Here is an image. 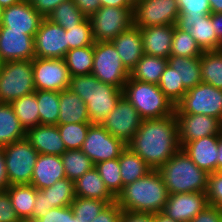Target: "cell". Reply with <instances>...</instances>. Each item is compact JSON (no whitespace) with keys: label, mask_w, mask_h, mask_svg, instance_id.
<instances>
[{"label":"cell","mask_w":222,"mask_h":222,"mask_svg":"<svg viewBox=\"0 0 222 222\" xmlns=\"http://www.w3.org/2000/svg\"><path fill=\"white\" fill-rule=\"evenodd\" d=\"M221 136H206L185 143L181 149L191 160L208 174L217 171L218 140Z\"/></svg>","instance_id":"7402d4cb"},{"label":"cell","mask_w":222,"mask_h":222,"mask_svg":"<svg viewBox=\"0 0 222 222\" xmlns=\"http://www.w3.org/2000/svg\"><path fill=\"white\" fill-rule=\"evenodd\" d=\"M65 1L67 0H29L31 6L44 18Z\"/></svg>","instance_id":"f5cc1de1"},{"label":"cell","mask_w":222,"mask_h":222,"mask_svg":"<svg viewBox=\"0 0 222 222\" xmlns=\"http://www.w3.org/2000/svg\"><path fill=\"white\" fill-rule=\"evenodd\" d=\"M66 178L75 182L87 171L95 167L94 163L81 151V149L66 150L61 155Z\"/></svg>","instance_id":"74e56055"},{"label":"cell","mask_w":222,"mask_h":222,"mask_svg":"<svg viewBox=\"0 0 222 222\" xmlns=\"http://www.w3.org/2000/svg\"><path fill=\"white\" fill-rule=\"evenodd\" d=\"M178 122L179 144L206 136H222V121L203 114H175Z\"/></svg>","instance_id":"2e32d148"},{"label":"cell","mask_w":222,"mask_h":222,"mask_svg":"<svg viewBox=\"0 0 222 222\" xmlns=\"http://www.w3.org/2000/svg\"><path fill=\"white\" fill-rule=\"evenodd\" d=\"M123 186L136 181L153 170L130 148H126L119 157Z\"/></svg>","instance_id":"d6a6232c"},{"label":"cell","mask_w":222,"mask_h":222,"mask_svg":"<svg viewBox=\"0 0 222 222\" xmlns=\"http://www.w3.org/2000/svg\"><path fill=\"white\" fill-rule=\"evenodd\" d=\"M154 222H177L172 218L167 217L162 212L154 214Z\"/></svg>","instance_id":"6125c7cd"},{"label":"cell","mask_w":222,"mask_h":222,"mask_svg":"<svg viewBox=\"0 0 222 222\" xmlns=\"http://www.w3.org/2000/svg\"><path fill=\"white\" fill-rule=\"evenodd\" d=\"M92 123L57 125L66 150L81 149L89 126Z\"/></svg>","instance_id":"ee69618b"},{"label":"cell","mask_w":222,"mask_h":222,"mask_svg":"<svg viewBox=\"0 0 222 222\" xmlns=\"http://www.w3.org/2000/svg\"><path fill=\"white\" fill-rule=\"evenodd\" d=\"M168 65L177 71L179 85H183L187 90L202 82L201 79V56L200 57H180L170 56Z\"/></svg>","instance_id":"f1b7e54d"},{"label":"cell","mask_w":222,"mask_h":222,"mask_svg":"<svg viewBox=\"0 0 222 222\" xmlns=\"http://www.w3.org/2000/svg\"><path fill=\"white\" fill-rule=\"evenodd\" d=\"M122 209L117 202L109 203L91 222H120Z\"/></svg>","instance_id":"f907efd6"},{"label":"cell","mask_w":222,"mask_h":222,"mask_svg":"<svg viewBox=\"0 0 222 222\" xmlns=\"http://www.w3.org/2000/svg\"><path fill=\"white\" fill-rule=\"evenodd\" d=\"M127 147L153 170H158L181 149L175 114L142 119L139 129Z\"/></svg>","instance_id":"6da1fadb"},{"label":"cell","mask_w":222,"mask_h":222,"mask_svg":"<svg viewBox=\"0 0 222 222\" xmlns=\"http://www.w3.org/2000/svg\"><path fill=\"white\" fill-rule=\"evenodd\" d=\"M69 50L94 45L91 24L88 18L73 27H64Z\"/></svg>","instance_id":"f6af8a7d"},{"label":"cell","mask_w":222,"mask_h":222,"mask_svg":"<svg viewBox=\"0 0 222 222\" xmlns=\"http://www.w3.org/2000/svg\"><path fill=\"white\" fill-rule=\"evenodd\" d=\"M211 20L217 39L222 43V13H211Z\"/></svg>","instance_id":"6f0895ef"},{"label":"cell","mask_w":222,"mask_h":222,"mask_svg":"<svg viewBox=\"0 0 222 222\" xmlns=\"http://www.w3.org/2000/svg\"><path fill=\"white\" fill-rule=\"evenodd\" d=\"M63 59L71 77L89 75L93 69L94 45L68 50Z\"/></svg>","instance_id":"836d02e7"},{"label":"cell","mask_w":222,"mask_h":222,"mask_svg":"<svg viewBox=\"0 0 222 222\" xmlns=\"http://www.w3.org/2000/svg\"><path fill=\"white\" fill-rule=\"evenodd\" d=\"M22 222H42V221L38 218L30 217V218L23 219Z\"/></svg>","instance_id":"e7e4bbea"},{"label":"cell","mask_w":222,"mask_h":222,"mask_svg":"<svg viewBox=\"0 0 222 222\" xmlns=\"http://www.w3.org/2000/svg\"><path fill=\"white\" fill-rule=\"evenodd\" d=\"M169 193L158 170L123 187L116 202L124 211L156 214L163 212Z\"/></svg>","instance_id":"7a4b0ae2"},{"label":"cell","mask_w":222,"mask_h":222,"mask_svg":"<svg viewBox=\"0 0 222 222\" xmlns=\"http://www.w3.org/2000/svg\"><path fill=\"white\" fill-rule=\"evenodd\" d=\"M21 220L32 217L37 189L31 184L9 185L6 189Z\"/></svg>","instance_id":"1f68e13d"},{"label":"cell","mask_w":222,"mask_h":222,"mask_svg":"<svg viewBox=\"0 0 222 222\" xmlns=\"http://www.w3.org/2000/svg\"><path fill=\"white\" fill-rule=\"evenodd\" d=\"M26 138V131L10 103H0V148Z\"/></svg>","instance_id":"f546056e"},{"label":"cell","mask_w":222,"mask_h":222,"mask_svg":"<svg viewBox=\"0 0 222 222\" xmlns=\"http://www.w3.org/2000/svg\"><path fill=\"white\" fill-rule=\"evenodd\" d=\"M127 144L109 134L101 125L92 123L86 134L81 151L94 163L119 158Z\"/></svg>","instance_id":"8fae6325"},{"label":"cell","mask_w":222,"mask_h":222,"mask_svg":"<svg viewBox=\"0 0 222 222\" xmlns=\"http://www.w3.org/2000/svg\"><path fill=\"white\" fill-rule=\"evenodd\" d=\"M201 79L204 83L222 89V49L203 52L201 55Z\"/></svg>","instance_id":"8d00e7d4"},{"label":"cell","mask_w":222,"mask_h":222,"mask_svg":"<svg viewBox=\"0 0 222 222\" xmlns=\"http://www.w3.org/2000/svg\"><path fill=\"white\" fill-rule=\"evenodd\" d=\"M177 28L189 32L203 51L221 50L222 43L213 29L211 14L204 16L179 15Z\"/></svg>","instance_id":"44dd1931"},{"label":"cell","mask_w":222,"mask_h":222,"mask_svg":"<svg viewBox=\"0 0 222 222\" xmlns=\"http://www.w3.org/2000/svg\"><path fill=\"white\" fill-rule=\"evenodd\" d=\"M107 189L116 198L123 190L119 158L99 162L95 165Z\"/></svg>","instance_id":"ab89813d"},{"label":"cell","mask_w":222,"mask_h":222,"mask_svg":"<svg viewBox=\"0 0 222 222\" xmlns=\"http://www.w3.org/2000/svg\"><path fill=\"white\" fill-rule=\"evenodd\" d=\"M35 92L32 60L8 61L0 66V103H11Z\"/></svg>","instance_id":"8992f818"},{"label":"cell","mask_w":222,"mask_h":222,"mask_svg":"<svg viewBox=\"0 0 222 222\" xmlns=\"http://www.w3.org/2000/svg\"><path fill=\"white\" fill-rule=\"evenodd\" d=\"M35 58L34 36L25 31H8L0 27V62L33 60Z\"/></svg>","instance_id":"d6986e66"},{"label":"cell","mask_w":222,"mask_h":222,"mask_svg":"<svg viewBox=\"0 0 222 222\" xmlns=\"http://www.w3.org/2000/svg\"><path fill=\"white\" fill-rule=\"evenodd\" d=\"M60 112L57 125L90 123L87 106L83 100L69 89L59 92Z\"/></svg>","instance_id":"4316f807"},{"label":"cell","mask_w":222,"mask_h":222,"mask_svg":"<svg viewBox=\"0 0 222 222\" xmlns=\"http://www.w3.org/2000/svg\"><path fill=\"white\" fill-rule=\"evenodd\" d=\"M68 89L87 106L90 123L101 124L123 96V90L100 82L92 74L70 77Z\"/></svg>","instance_id":"3957f363"},{"label":"cell","mask_w":222,"mask_h":222,"mask_svg":"<svg viewBox=\"0 0 222 222\" xmlns=\"http://www.w3.org/2000/svg\"><path fill=\"white\" fill-rule=\"evenodd\" d=\"M177 0H139L133 7V25L139 28L176 25Z\"/></svg>","instance_id":"7c38bea8"},{"label":"cell","mask_w":222,"mask_h":222,"mask_svg":"<svg viewBox=\"0 0 222 222\" xmlns=\"http://www.w3.org/2000/svg\"><path fill=\"white\" fill-rule=\"evenodd\" d=\"M169 195L189 192H206L208 173L200 169L180 149L158 169Z\"/></svg>","instance_id":"277c9868"},{"label":"cell","mask_w":222,"mask_h":222,"mask_svg":"<svg viewBox=\"0 0 222 222\" xmlns=\"http://www.w3.org/2000/svg\"><path fill=\"white\" fill-rule=\"evenodd\" d=\"M120 222H154V214L122 210Z\"/></svg>","instance_id":"11a10c76"},{"label":"cell","mask_w":222,"mask_h":222,"mask_svg":"<svg viewBox=\"0 0 222 222\" xmlns=\"http://www.w3.org/2000/svg\"><path fill=\"white\" fill-rule=\"evenodd\" d=\"M190 222H222V208L208 204Z\"/></svg>","instance_id":"816d5d0a"},{"label":"cell","mask_w":222,"mask_h":222,"mask_svg":"<svg viewBox=\"0 0 222 222\" xmlns=\"http://www.w3.org/2000/svg\"><path fill=\"white\" fill-rule=\"evenodd\" d=\"M0 222H22L6 190L0 191Z\"/></svg>","instance_id":"681fc988"},{"label":"cell","mask_w":222,"mask_h":222,"mask_svg":"<svg viewBox=\"0 0 222 222\" xmlns=\"http://www.w3.org/2000/svg\"><path fill=\"white\" fill-rule=\"evenodd\" d=\"M10 105L25 131L39 125V107L35 92L13 100Z\"/></svg>","instance_id":"e575fe53"},{"label":"cell","mask_w":222,"mask_h":222,"mask_svg":"<svg viewBox=\"0 0 222 222\" xmlns=\"http://www.w3.org/2000/svg\"><path fill=\"white\" fill-rule=\"evenodd\" d=\"M167 65V58L144 54L130 71V77L140 82L158 85Z\"/></svg>","instance_id":"4dcf8cb0"},{"label":"cell","mask_w":222,"mask_h":222,"mask_svg":"<svg viewBox=\"0 0 222 222\" xmlns=\"http://www.w3.org/2000/svg\"><path fill=\"white\" fill-rule=\"evenodd\" d=\"M206 194L208 204L222 208V171L208 175Z\"/></svg>","instance_id":"bcb514c9"},{"label":"cell","mask_w":222,"mask_h":222,"mask_svg":"<svg viewBox=\"0 0 222 222\" xmlns=\"http://www.w3.org/2000/svg\"><path fill=\"white\" fill-rule=\"evenodd\" d=\"M2 19V8L0 7V21Z\"/></svg>","instance_id":"003e7915"},{"label":"cell","mask_w":222,"mask_h":222,"mask_svg":"<svg viewBox=\"0 0 222 222\" xmlns=\"http://www.w3.org/2000/svg\"><path fill=\"white\" fill-rule=\"evenodd\" d=\"M35 57L63 59L69 50L65 29L44 18L34 36Z\"/></svg>","instance_id":"9a60e30c"},{"label":"cell","mask_w":222,"mask_h":222,"mask_svg":"<svg viewBox=\"0 0 222 222\" xmlns=\"http://www.w3.org/2000/svg\"><path fill=\"white\" fill-rule=\"evenodd\" d=\"M125 68L130 72L144 55L140 28L132 25L112 39Z\"/></svg>","instance_id":"cb8c5ba5"},{"label":"cell","mask_w":222,"mask_h":222,"mask_svg":"<svg viewBox=\"0 0 222 222\" xmlns=\"http://www.w3.org/2000/svg\"><path fill=\"white\" fill-rule=\"evenodd\" d=\"M26 139L39 154L61 156L66 151L57 125L39 124L26 131Z\"/></svg>","instance_id":"603a6c76"},{"label":"cell","mask_w":222,"mask_h":222,"mask_svg":"<svg viewBox=\"0 0 222 222\" xmlns=\"http://www.w3.org/2000/svg\"><path fill=\"white\" fill-rule=\"evenodd\" d=\"M91 74L100 82L120 89H123L130 77V72L123 65L111 41L94 43V60Z\"/></svg>","instance_id":"52a82bcc"},{"label":"cell","mask_w":222,"mask_h":222,"mask_svg":"<svg viewBox=\"0 0 222 222\" xmlns=\"http://www.w3.org/2000/svg\"><path fill=\"white\" fill-rule=\"evenodd\" d=\"M179 15L204 16L211 14L209 0H177Z\"/></svg>","instance_id":"7dc6e473"},{"label":"cell","mask_w":222,"mask_h":222,"mask_svg":"<svg viewBox=\"0 0 222 222\" xmlns=\"http://www.w3.org/2000/svg\"><path fill=\"white\" fill-rule=\"evenodd\" d=\"M75 198L74 182L68 178L58 180L48 188L37 189L32 217L39 219L52 208L70 206Z\"/></svg>","instance_id":"e0dca14e"},{"label":"cell","mask_w":222,"mask_h":222,"mask_svg":"<svg viewBox=\"0 0 222 222\" xmlns=\"http://www.w3.org/2000/svg\"><path fill=\"white\" fill-rule=\"evenodd\" d=\"M142 118L123 96L101 125L115 138L128 144L141 125Z\"/></svg>","instance_id":"5bb4252c"},{"label":"cell","mask_w":222,"mask_h":222,"mask_svg":"<svg viewBox=\"0 0 222 222\" xmlns=\"http://www.w3.org/2000/svg\"><path fill=\"white\" fill-rule=\"evenodd\" d=\"M9 185L31 184L39 153L24 138L2 148Z\"/></svg>","instance_id":"ba28073f"},{"label":"cell","mask_w":222,"mask_h":222,"mask_svg":"<svg viewBox=\"0 0 222 222\" xmlns=\"http://www.w3.org/2000/svg\"><path fill=\"white\" fill-rule=\"evenodd\" d=\"M160 90L175 106L181 101L187 89L183 85H179V76L177 71L167 65L161 75L158 83Z\"/></svg>","instance_id":"b9f144b4"},{"label":"cell","mask_w":222,"mask_h":222,"mask_svg":"<svg viewBox=\"0 0 222 222\" xmlns=\"http://www.w3.org/2000/svg\"><path fill=\"white\" fill-rule=\"evenodd\" d=\"M211 13H222V0H209Z\"/></svg>","instance_id":"91938a15"},{"label":"cell","mask_w":222,"mask_h":222,"mask_svg":"<svg viewBox=\"0 0 222 222\" xmlns=\"http://www.w3.org/2000/svg\"><path fill=\"white\" fill-rule=\"evenodd\" d=\"M74 4L79 8L82 14L89 18L92 16L100 7V0H73Z\"/></svg>","instance_id":"db71d44e"},{"label":"cell","mask_w":222,"mask_h":222,"mask_svg":"<svg viewBox=\"0 0 222 222\" xmlns=\"http://www.w3.org/2000/svg\"><path fill=\"white\" fill-rule=\"evenodd\" d=\"M207 205L206 192L171 194L162 213L177 222H190Z\"/></svg>","instance_id":"ffe728a7"},{"label":"cell","mask_w":222,"mask_h":222,"mask_svg":"<svg viewBox=\"0 0 222 222\" xmlns=\"http://www.w3.org/2000/svg\"><path fill=\"white\" fill-rule=\"evenodd\" d=\"M108 204L107 201L76 196L70 206L78 221L91 222Z\"/></svg>","instance_id":"7bdbcfd3"},{"label":"cell","mask_w":222,"mask_h":222,"mask_svg":"<svg viewBox=\"0 0 222 222\" xmlns=\"http://www.w3.org/2000/svg\"><path fill=\"white\" fill-rule=\"evenodd\" d=\"M43 19L29 0H22L2 9L0 27H8V31H25V34L35 36Z\"/></svg>","instance_id":"ac0fdd59"},{"label":"cell","mask_w":222,"mask_h":222,"mask_svg":"<svg viewBox=\"0 0 222 222\" xmlns=\"http://www.w3.org/2000/svg\"><path fill=\"white\" fill-rule=\"evenodd\" d=\"M101 7H133L127 0H100Z\"/></svg>","instance_id":"680465c9"},{"label":"cell","mask_w":222,"mask_h":222,"mask_svg":"<svg viewBox=\"0 0 222 222\" xmlns=\"http://www.w3.org/2000/svg\"><path fill=\"white\" fill-rule=\"evenodd\" d=\"M88 19L95 42L111 41L133 25V7H100Z\"/></svg>","instance_id":"30bf717a"},{"label":"cell","mask_w":222,"mask_h":222,"mask_svg":"<svg viewBox=\"0 0 222 222\" xmlns=\"http://www.w3.org/2000/svg\"><path fill=\"white\" fill-rule=\"evenodd\" d=\"M20 1H22V0H0V7L3 9V8L9 7L11 5L17 4Z\"/></svg>","instance_id":"be15d7a7"},{"label":"cell","mask_w":222,"mask_h":222,"mask_svg":"<svg viewBox=\"0 0 222 222\" xmlns=\"http://www.w3.org/2000/svg\"><path fill=\"white\" fill-rule=\"evenodd\" d=\"M32 66L35 90L60 92L68 89L71 76L64 59L35 57Z\"/></svg>","instance_id":"4fadbf2b"},{"label":"cell","mask_w":222,"mask_h":222,"mask_svg":"<svg viewBox=\"0 0 222 222\" xmlns=\"http://www.w3.org/2000/svg\"><path fill=\"white\" fill-rule=\"evenodd\" d=\"M8 186L9 182L6 173L4 153L3 149L0 148V191H5Z\"/></svg>","instance_id":"9f6ffc18"},{"label":"cell","mask_w":222,"mask_h":222,"mask_svg":"<svg viewBox=\"0 0 222 222\" xmlns=\"http://www.w3.org/2000/svg\"><path fill=\"white\" fill-rule=\"evenodd\" d=\"M203 52L189 32H185L174 25L170 56L200 57Z\"/></svg>","instance_id":"60d3db41"},{"label":"cell","mask_w":222,"mask_h":222,"mask_svg":"<svg viewBox=\"0 0 222 222\" xmlns=\"http://www.w3.org/2000/svg\"><path fill=\"white\" fill-rule=\"evenodd\" d=\"M52 23L61 27H73L82 23L86 17L82 14L79 8L74 4L73 0L62 2L48 16Z\"/></svg>","instance_id":"f35d334b"},{"label":"cell","mask_w":222,"mask_h":222,"mask_svg":"<svg viewBox=\"0 0 222 222\" xmlns=\"http://www.w3.org/2000/svg\"><path fill=\"white\" fill-rule=\"evenodd\" d=\"M75 194L80 198L98 199L113 203L116 198L107 189L95 167L74 182Z\"/></svg>","instance_id":"83f0119b"},{"label":"cell","mask_w":222,"mask_h":222,"mask_svg":"<svg viewBox=\"0 0 222 222\" xmlns=\"http://www.w3.org/2000/svg\"><path fill=\"white\" fill-rule=\"evenodd\" d=\"M39 107V124L57 125L60 112L59 92L35 90Z\"/></svg>","instance_id":"d590c367"},{"label":"cell","mask_w":222,"mask_h":222,"mask_svg":"<svg viewBox=\"0 0 222 222\" xmlns=\"http://www.w3.org/2000/svg\"><path fill=\"white\" fill-rule=\"evenodd\" d=\"M144 54L169 58L174 35V25L140 28Z\"/></svg>","instance_id":"d4e9b609"},{"label":"cell","mask_w":222,"mask_h":222,"mask_svg":"<svg viewBox=\"0 0 222 222\" xmlns=\"http://www.w3.org/2000/svg\"><path fill=\"white\" fill-rule=\"evenodd\" d=\"M122 90L123 97L132 104L142 119L168 117L175 113V105L156 84L129 77Z\"/></svg>","instance_id":"5b68a950"},{"label":"cell","mask_w":222,"mask_h":222,"mask_svg":"<svg viewBox=\"0 0 222 222\" xmlns=\"http://www.w3.org/2000/svg\"><path fill=\"white\" fill-rule=\"evenodd\" d=\"M174 114H203L222 121V89L201 82L187 90Z\"/></svg>","instance_id":"9c48e42d"},{"label":"cell","mask_w":222,"mask_h":222,"mask_svg":"<svg viewBox=\"0 0 222 222\" xmlns=\"http://www.w3.org/2000/svg\"><path fill=\"white\" fill-rule=\"evenodd\" d=\"M39 219L42 222H81L74 216L71 206L52 208Z\"/></svg>","instance_id":"c3c4849f"},{"label":"cell","mask_w":222,"mask_h":222,"mask_svg":"<svg viewBox=\"0 0 222 222\" xmlns=\"http://www.w3.org/2000/svg\"><path fill=\"white\" fill-rule=\"evenodd\" d=\"M127 1L134 7L139 0H127Z\"/></svg>","instance_id":"03108f58"},{"label":"cell","mask_w":222,"mask_h":222,"mask_svg":"<svg viewBox=\"0 0 222 222\" xmlns=\"http://www.w3.org/2000/svg\"><path fill=\"white\" fill-rule=\"evenodd\" d=\"M66 178L61 156L39 154L34 165L31 185L41 190Z\"/></svg>","instance_id":"484cf974"},{"label":"cell","mask_w":222,"mask_h":222,"mask_svg":"<svg viewBox=\"0 0 222 222\" xmlns=\"http://www.w3.org/2000/svg\"><path fill=\"white\" fill-rule=\"evenodd\" d=\"M218 153L217 171H222V136L218 140Z\"/></svg>","instance_id":"94428289"}]
</instances>
